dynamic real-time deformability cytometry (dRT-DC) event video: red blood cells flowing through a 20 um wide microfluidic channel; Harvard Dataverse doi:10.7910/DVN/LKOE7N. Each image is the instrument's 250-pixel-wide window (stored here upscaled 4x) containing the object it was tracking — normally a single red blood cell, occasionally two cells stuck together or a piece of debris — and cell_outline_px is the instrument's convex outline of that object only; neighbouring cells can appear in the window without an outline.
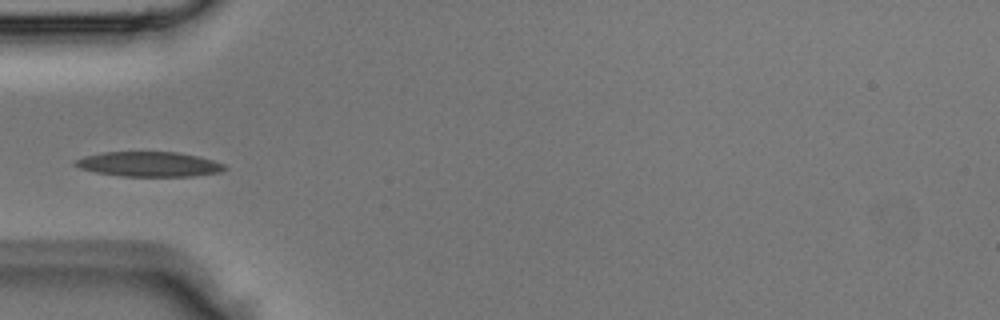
{"species": "Egyptian fruit bat (a non-hibernating species)", "species_latin": "Rousettus aegyptiacus", "temperature_condition": "room temperature", "stored_images_in_passage": 3, "camera_frame_rate_fps": 3000, "um_per_image_px": 0.085, "animal": {"sex": "male"}, "frame": {"image": 1, "passage_image": 3, "time_ms": 0.667, "image_size_px": [1000, 320], "cell_outline_px": [[228, 168], [220, 172], [192, 176], [120, 176], [96, 172], [80, 168], [72, 164], [76, 160], [88, 156], [104, 152], [176, 152], [196, 156], [212, 160], [224, 164]], "centroid_in_image_um": [12.68, 13.96], "position_along_channel_um": 72.3, "area_um2": 21.39}}